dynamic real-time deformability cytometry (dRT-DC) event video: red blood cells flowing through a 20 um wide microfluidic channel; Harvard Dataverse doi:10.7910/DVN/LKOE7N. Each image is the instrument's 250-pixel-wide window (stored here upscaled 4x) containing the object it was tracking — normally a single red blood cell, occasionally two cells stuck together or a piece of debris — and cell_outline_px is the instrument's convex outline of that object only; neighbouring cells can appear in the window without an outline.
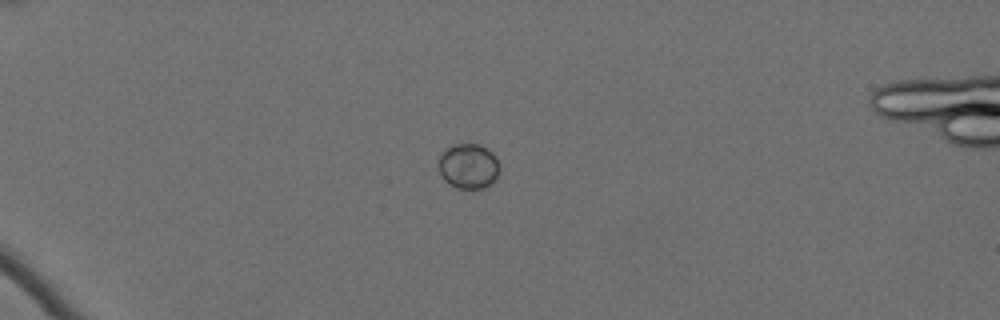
{"species": "Egyptian fruit bat (a non-hibernating species)", "species_latin": "Rousettus aegyptiacus", "temperature_condition": "cold", "stored_images_in_passage": 44, "camera_frame_rate_fps": 3000, "um_per_image_px": 0.085, "animal": {"sex": "female"}, "frame": {"image": 1, "passage_image": 1, "time_ms": 0.0, "image_size_px": [1000, 320], "cell_outline_px": [[500, 168], [496, 176], [484, 188], [456, 188], [444, 180], [440, 172], [440, 156], [452, 144], [480, 144], [492, 152], [496, 156], [500, 164]], "centroid_in_image_um": [39.84, 14.11], "position_along_channel_um": 45.2, "area_um2": 15.78}}
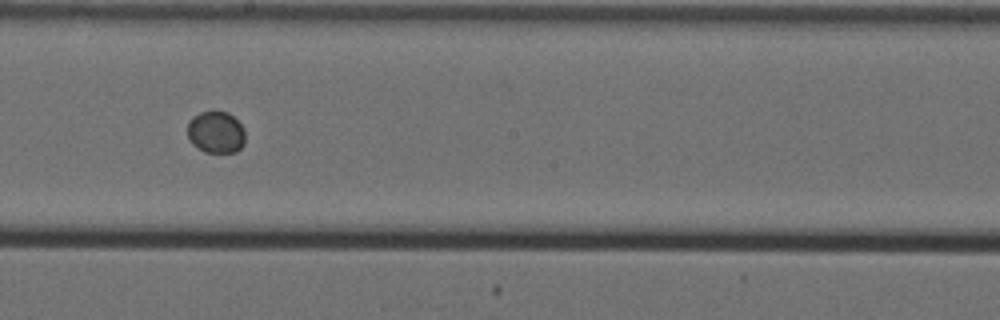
{"frame": {"image": 2, "passage_image": 21, "time_ms": 6.667, "image_size_px": [1000, 320], "cell_outline_px": [[244, 144], [236, 152], [204, 152], [192, 144], [188, 136], [188, 120], [192, 116], [200, 112], [228, 112], [244, 128]], "centroid_in_image_um": [18.34, 11.24], "position_along_channel_um": 229.9, "area_um2": 14.05}}
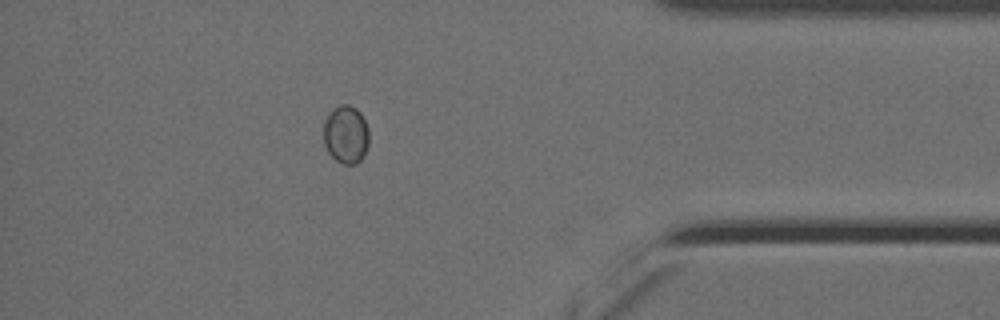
{"frame": {"image": 3, "passage_image": 38, "time_ms": 12.333, "image_size_px": [1000, 320], "cell_outline_px": [[368, 144], [364, 156], [356, 164], [344, 164], [336, 160], [328, 152], [324, 144], [324, 120], [328, 112], [332, 108], [340, 104], [348, 104], [356, 108], [360, 112], [368, 128]], "centroid_in_image_um": [29.39, 11.41], "position_along_channel_um": 405.8, "area_um2": 15.55}}